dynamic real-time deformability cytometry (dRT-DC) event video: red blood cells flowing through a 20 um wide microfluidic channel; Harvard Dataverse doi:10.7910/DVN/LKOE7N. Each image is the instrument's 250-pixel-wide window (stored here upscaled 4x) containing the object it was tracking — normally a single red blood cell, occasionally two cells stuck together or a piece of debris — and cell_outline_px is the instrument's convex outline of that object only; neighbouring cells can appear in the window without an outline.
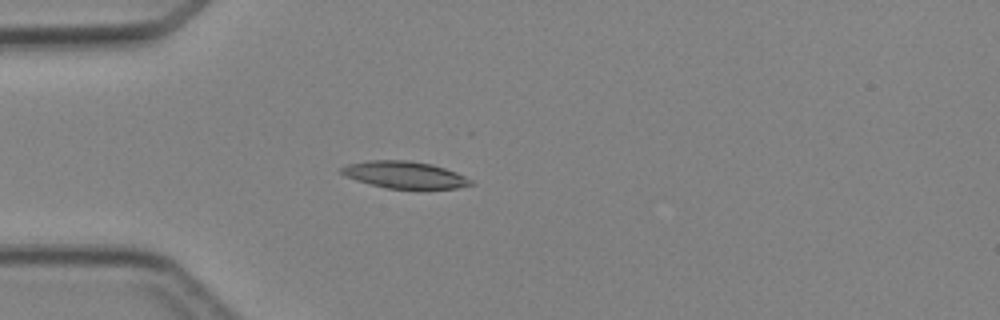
{"species": "Egyptian fruit bat (a non-hibernating species)", "species_latin": "Rousettus aegyptiacus", "temperature_condition": "cold", "stored_images_in_passage": 3, "camera_frame_rate_fps": 3000, "um_per_image_px": 0.085, "animal": {"sex": "female"}, "frame": {"image": 1, "passage_image": 2, "time_ms": 1.333, "image_size_px": [1000, 320], "cell_outline_px": [[476, 184], [456, 188], [388, 188], [356, 180], [344, 176], [340, 172], [340, 168], [348, 164], [368, 160], [408, 160], [432, 164], [456, 172], [472, 180]], "centroid_in_image_um": [34.39, 14.85], "position_along_channel_um": 50.6, "area_um2": 20.17}}